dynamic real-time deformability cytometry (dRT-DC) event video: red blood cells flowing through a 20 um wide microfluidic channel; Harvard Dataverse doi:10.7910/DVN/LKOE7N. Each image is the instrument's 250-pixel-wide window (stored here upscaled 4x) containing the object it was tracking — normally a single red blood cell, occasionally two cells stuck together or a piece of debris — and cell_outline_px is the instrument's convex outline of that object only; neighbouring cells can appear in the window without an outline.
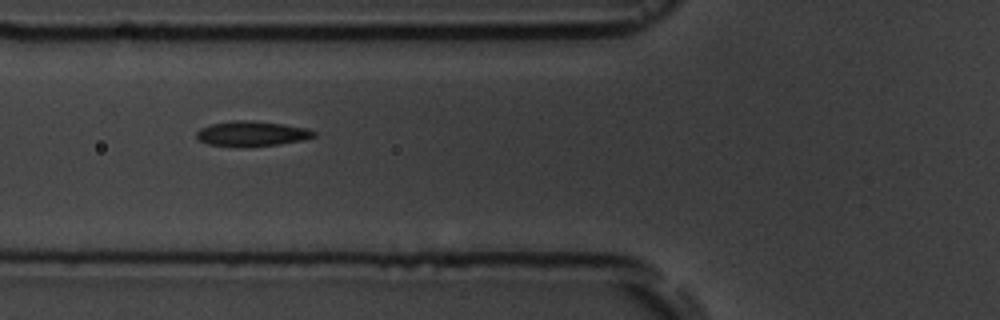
{"species": "common noctule bat (a hibernating species)", "species_latin": "Nyctalus noctula", "temperature_condition": "room temperature", "stored_images_in_passage": 9, "camera_frame_rate_fps": 3000, "um_per_image_px": 0.085, "animal": {"sex": "male", "body_mass_g": 19.5, "forearm_length_mm": 54.6}, "frame": {"image": 1, "passage_image": 8, "time_ms": 9.0, "image_size_px": [1000, 320], "cell_outline_px": [[316, 136], [304, 140], [280, 144], [208, 144], [200, 140], [196, 136], [196, 132], [200, 128], [212, 124], [232, 120], [248, 120], [284, 124], [308, 128], [316, 132]], "centroid_in_image_um": [21.47, 11.31], "position_along_channel_um": 104.3, "area_um2": 16.42}}
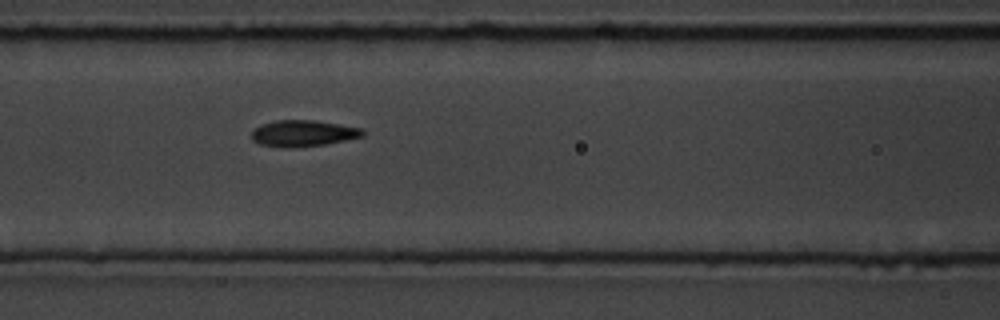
{"frame": {"image": 2, "passage_image": 9, "time_ms": 10.0, "image_size_px": [1000, 320], "cell_outline_px": [[364, 136], [324, 144], [296, 148], [292, 148], [260, 144], [252, 140], [252, 132], [260, 124], [276, 120], [312, 120], [364, 128]], "centroid_in_image_um": [25.77, 11.33], "position_along_channel_um": 140.8, "area_um2": 16.94}}